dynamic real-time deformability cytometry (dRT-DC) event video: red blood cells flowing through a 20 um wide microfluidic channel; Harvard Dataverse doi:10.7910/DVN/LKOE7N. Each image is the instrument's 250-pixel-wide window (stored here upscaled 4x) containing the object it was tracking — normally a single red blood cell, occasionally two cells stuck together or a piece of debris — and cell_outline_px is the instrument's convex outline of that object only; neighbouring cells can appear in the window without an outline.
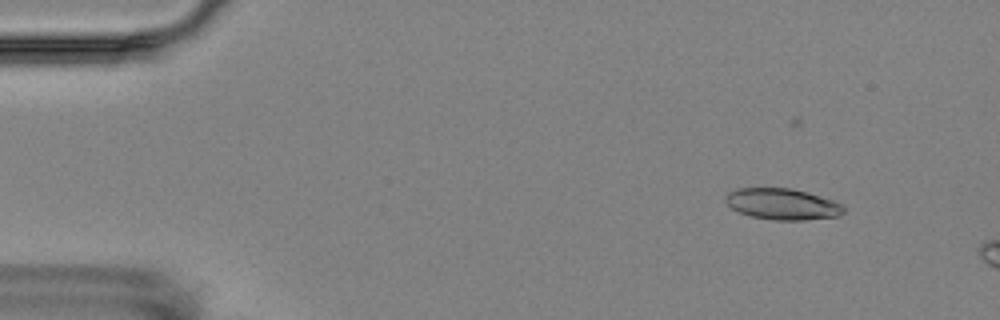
{"species": "Egyptian fruit bat (a non-hibernating species)", "species_latin": "Rousettus aegyptiacus", "temperature_condition": "room temperature", "stored_images_in_passage": 5, "camera_frame_rate_fps": 3000, "um_per_image_px": 0.085, "animal": {"sex": "female"}, "frame": {"image": 1, "passage_image": 2, "time_ms": 1.667, "image_size_px": [1000, 320], "cell_outline_px": [[844, 212], [840, 216], [804, 220], [772, 220], [752, 216], [740, 212], [732, 208], [724, 200], [724, 196], [728, 192], [736, 188], [792, 188], [832, 200], [844, 204]], "centroid_in_image_um": [66.5, 17.34], "position_along_channel_um": 18.5, "area_um2": 21.5}}